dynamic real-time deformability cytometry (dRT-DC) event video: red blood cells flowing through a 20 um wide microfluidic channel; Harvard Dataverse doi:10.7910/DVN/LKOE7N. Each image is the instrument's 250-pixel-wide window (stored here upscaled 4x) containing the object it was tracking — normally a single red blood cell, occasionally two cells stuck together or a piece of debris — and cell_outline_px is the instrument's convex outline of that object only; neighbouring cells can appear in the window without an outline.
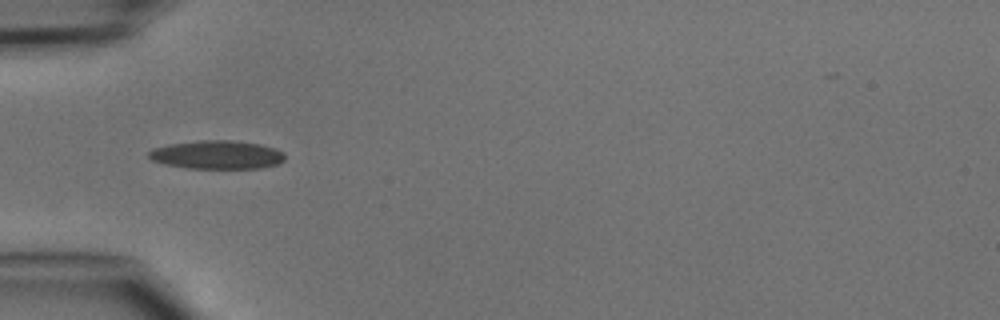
{"species": "common noctule bat (a hibernating species)", "species_latin": "Nyctalus noctula", "temperature_condition": "cold", "stored_images_in_passage": 27, "camera_frame_rate_fps": 3000, "um_per_image_px": 0.085, "animal": {"sex": "male", "body_mass_g": 15.6}, "frame": {"image": 1, "passage_image": 1, "time_ms": 0.0, "image_size_px": [1000, 320], "cell_outline_px": [[284, 160], [276, 164], [260, 168], [188, 168], [164, 164], [152, 160], [148, 156], [148, 152], [152, 148], [168, 144], [200, 140], [232, 140], [260, 144], [276, 148], [284, 152]], "centroid_in_image_um": [18.43, 13.14], "position_along_channel_um": 66.6, "area_um2": 22.66}}
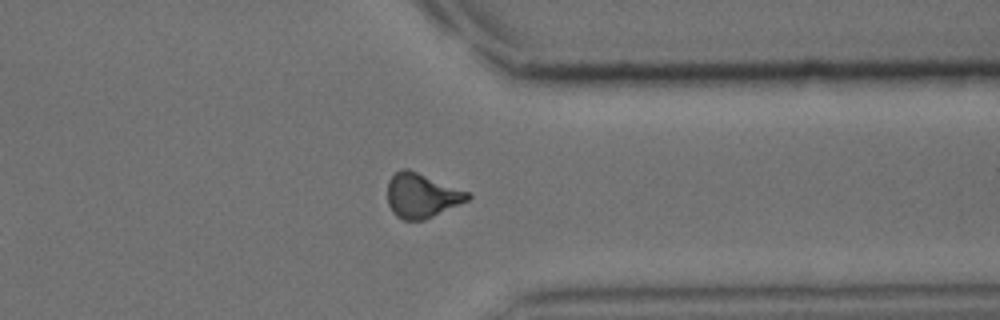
{"frame": {"image": 2, "passage_image": 23, "time_ms": 7.333, "image_size_px": [1000, 320], "cell_outline_px": [[472, 196], [468, 200], [424, 220], [404, 220], [396, 216], [392, 212], [388, 204], [388, 180], [400, 168], [408, 168], [468, 192]], "centroid_in_image_um": [35.81, 16.61], "position_along_channel_um": 375.6, "area_um2": 20.63}}